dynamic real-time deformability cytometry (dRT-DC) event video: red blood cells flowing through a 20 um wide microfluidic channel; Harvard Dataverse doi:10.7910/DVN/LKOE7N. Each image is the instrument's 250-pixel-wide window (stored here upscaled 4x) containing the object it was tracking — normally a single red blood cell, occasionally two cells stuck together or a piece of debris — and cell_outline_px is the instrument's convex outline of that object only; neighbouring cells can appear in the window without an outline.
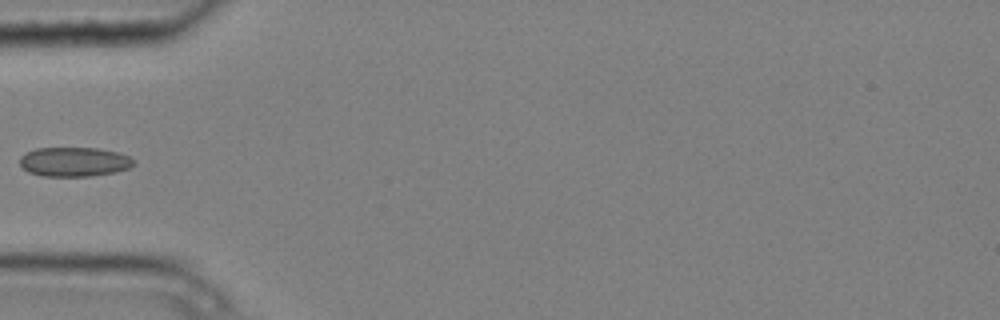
{"species": "common noctule bat (a hibernating species)", "species_latin": "Nyctalus noctula", "temperature_condition": "cold", "stored_images_in_passage": 5, "camera_frame_rate_fps": 3000, "um_per_image_px": 0.085, "animal": {"sex": "male", "body_mass_g": 20.4}, "frame": {"image": 1, "passage_image": 4, "time_ms": 1.0, "image_size_px": [1000, 320], "cell_outline_px": [[136, 164], [128, 168], [116, 172], [92, 176], [44, 176], [28, 172], [20, 164], [20, 156], [24, 152], [36, 148], [96, 148], [116, 152], [128, 156]], "centroid_in_image_um": [6.28, 13.75], "position_along_channel_um": 78.7, "area_um2": 19.48}}
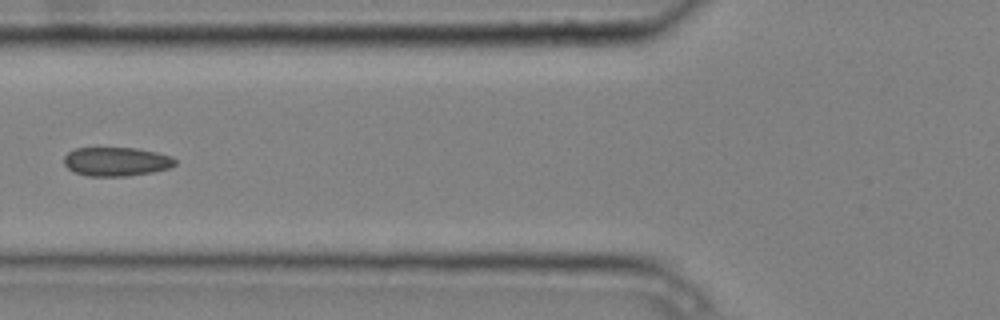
{"frame": {"image": 2, "passage_image": 5, "time_ms": 1.333, "image_size_px": [1000, 320], "cell_outline_px": [[176, 164], [168, 168], [152, 172], [128, 176], [88, 176], [76, 172], [68, 168], [64, 164], [64, 156], [68, 152], [76, 148], [136, 148], [156, 152], [172, 156], [176, 160]], "centroid_in_image_um": [9.89, 13.73], "position_along_channel_um": 115.9, "area_um2": 18.67}}